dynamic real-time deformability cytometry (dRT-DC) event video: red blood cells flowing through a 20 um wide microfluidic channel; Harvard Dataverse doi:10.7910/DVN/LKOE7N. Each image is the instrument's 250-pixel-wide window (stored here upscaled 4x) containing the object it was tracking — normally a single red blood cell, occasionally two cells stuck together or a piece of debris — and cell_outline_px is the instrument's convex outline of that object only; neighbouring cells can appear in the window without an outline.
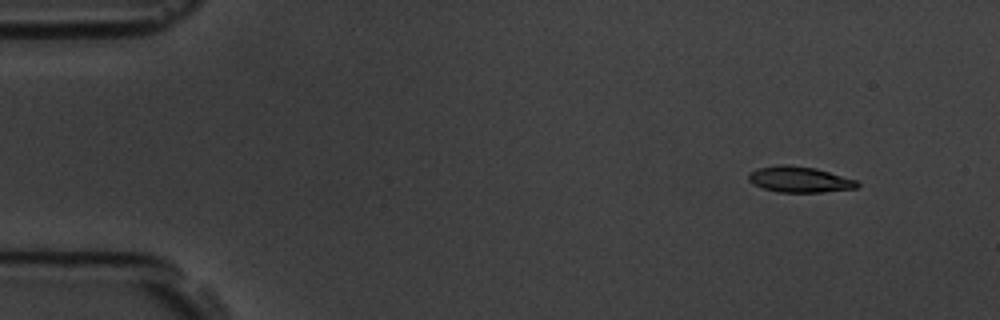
{"species": "common noctule bat (a hibernating species)", "species_latin": "Nyctalus noctula", "temperature_condition": "room temperature", "stored_images_in_passage": 5, "camera_frame_rate_fps": 3000, "um_per_image_px": 0.085, "animal": {"sex": "male", "body_mass_g": 19.5, "forearm_length_mm": 54.6}, "frame": {"image": 1, "passage_image": 2, "time_ms": 1.333, "image_size_px": [1000, 320], "cell_outline_px": [[860, 184], [856, 188], [824, 192], [776, 192], [764, 188], [748, 180], [748, 172], [760, 168], [780, 164], [788, 164], [816, 168], [856, 180]], "centroid_in_image_um": [67.96, 15.25], "position_along_channel_um": 17.0, "area_um2": 16.3}}
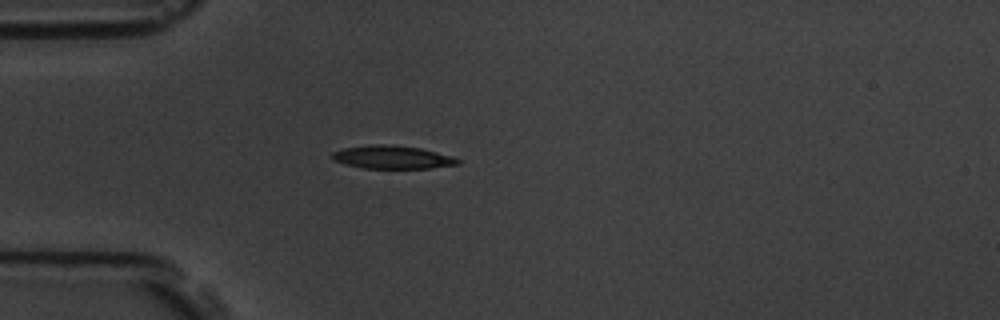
{"frame": {"image": 2, "passage_image": 5, "time_ms": 4.667, "image_size_px": [1000, 320], "cell_outline_px": [[460, 164], [428, 168], [364, 168], [332, 160], [332, 152], [344, 148], [372, 144], [392, 144], [420, 148], [452, 156], [460, 160]], "centroid_in_image_um": [33.35, 13.35], "position_along_channel_um": 51.6, "area_um2": 16.82}}